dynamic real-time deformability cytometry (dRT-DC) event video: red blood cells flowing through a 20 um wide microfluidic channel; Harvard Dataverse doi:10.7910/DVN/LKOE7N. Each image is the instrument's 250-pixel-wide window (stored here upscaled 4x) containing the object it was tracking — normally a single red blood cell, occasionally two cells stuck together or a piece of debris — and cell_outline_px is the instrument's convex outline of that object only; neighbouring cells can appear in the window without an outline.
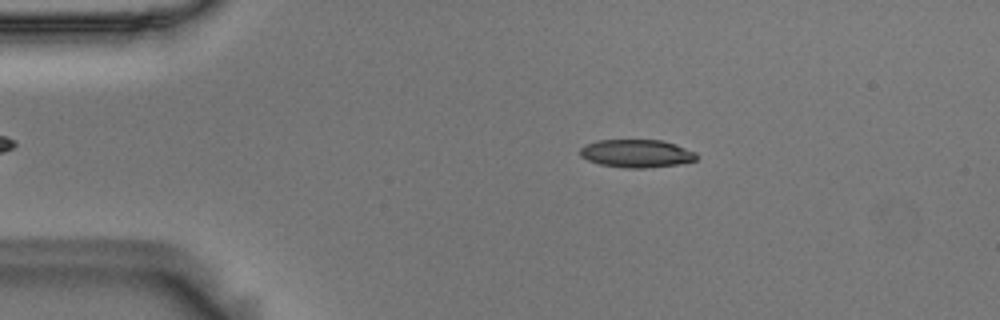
{"species": "Egyptian fruit bat (a non-hibernating species)", "species_latin": "Rousettus aegyptiacus", "temperature_condition": "room temperature", "stored_images_in_passage": 55, "camera_frame_rate_fps": 3000, "um_per_image_px": 0.085, "animal": {"sex": "male"}, "frame": {"image": 1, "passage_image": 10, "time_ms": 3.0, "image_size_px": [1000, 320], "cell_outline_px": [[696, 160], [680, 164], [644, 168], [624, 168], [600, 164], [588, 160], [580, 156], [580, 148], [596, 140], [664, 140], [676, 144], [696, 152]], "centroid_in_image_um": [54.12, 13.04], "position_along_channel_um": 30.9, "area_um2": 19.02}}
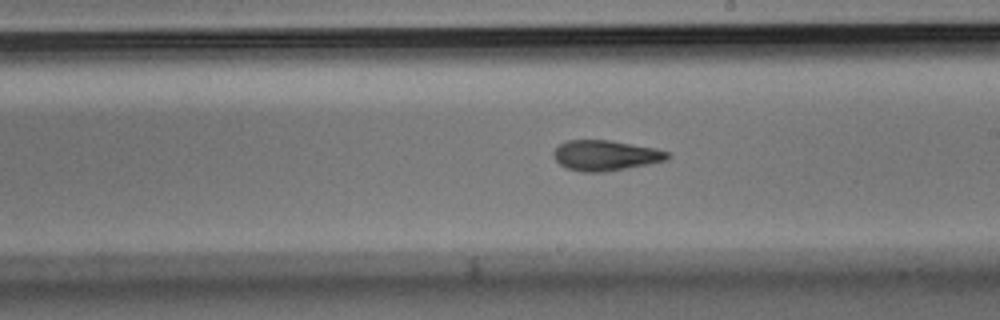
{"frame": {"image": 2, "passage_image": 31, "time_ms": 10.0, "image_size_px": [1000, 320], "cell_outline_px": [[672, 156], [668, 160], [628, 168], [604, 172], [580, 172], [568, 168], [560, 164], [556, 160], [552, 152], [560, 144], [568, 140], [608, 140], [656, 148], [668, 152]], "centroid_in_image_um": [51.49, 13.21], "position_along_channel_um": 237.5, "area_um2": 20.17}}
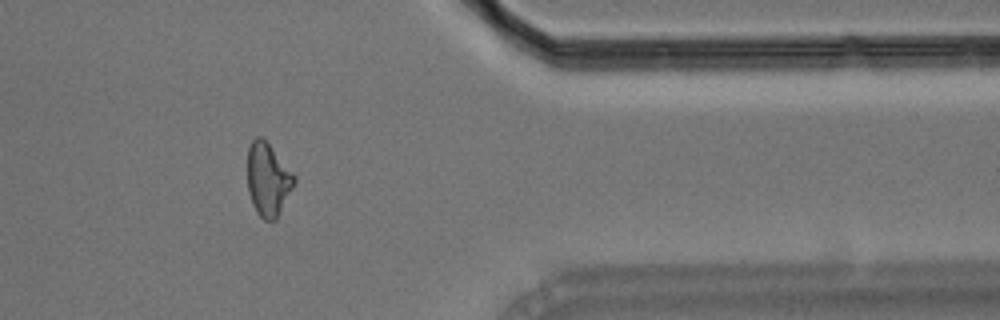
{"frame": {"image": 3, "passage_image": 45, "time_ms": 14.667, "image_size_px": [1000, 320], "cell_outline_px": [[296, 184], [276, 220], [264, 220], [256, 212], [252, 204], [248, 192], [248, 148], [252, 140], [256, 136], [264, 136], [296, 176]], "centroid_in_image_um": [22.8, 15.23], "position_along_channel_um": 388.6, "area_um2": 20.4}, "authors_computed_cell_mechanics": {"area_um2": 19.941, "velocity_mm_per_s": 3.6269, "shape_relaxation_time_tau1_ms": 4.8828, "shape_relaxation_time_tau2_ms": 1.9861, "deformation_change_tau1": 0.1608, "deformation_change_tau2": 0.0953}}